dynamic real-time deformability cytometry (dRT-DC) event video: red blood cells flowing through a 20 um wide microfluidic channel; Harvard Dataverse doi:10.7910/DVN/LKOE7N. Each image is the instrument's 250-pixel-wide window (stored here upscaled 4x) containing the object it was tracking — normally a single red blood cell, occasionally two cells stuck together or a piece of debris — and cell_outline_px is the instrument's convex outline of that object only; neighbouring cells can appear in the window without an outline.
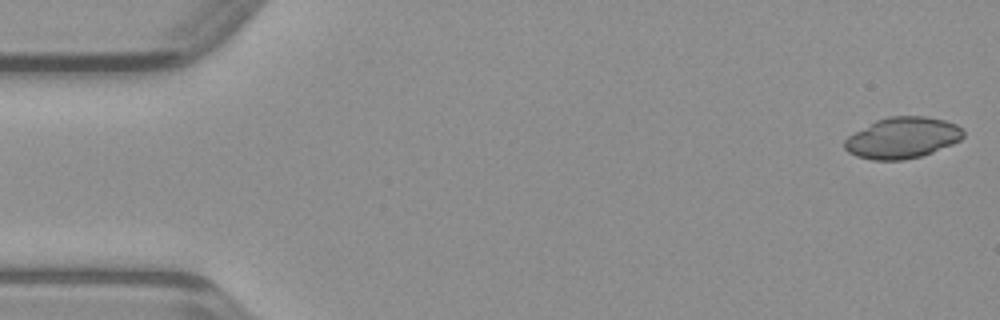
{"species": "common noctule bat (a hibernating species)", "species_latin": "Nyctalus noctula", "temperature_condition": "warm", "stored_images_in_passage": 47, "camera_frame_rate_fps": 3000, "um_per_image_px": 0.085, "animal": {"sex": "male", "body_mass_g": 23.1, "forearm_length_mm": 52.7}, "frame": {"image": 1, "passage_image": 1, "time_ms": 0.0, "image_size_px": [1000, 320], "cell_outline_px": [[964, 136], [960, 140], [952, 144], [932, 152], [920, 156], [900, 160], [872, 160], [856, 156], [848, 152], [844, 148], [844, 140], [848, 136], [876, 120], [888, 116], [924, 116], [944, 120], [956, 124], [964, 128]], "centroid_in_image_um": [76.71, 11.71], "position_along_channel_um": 8.3, "area_um2": 28.44}}